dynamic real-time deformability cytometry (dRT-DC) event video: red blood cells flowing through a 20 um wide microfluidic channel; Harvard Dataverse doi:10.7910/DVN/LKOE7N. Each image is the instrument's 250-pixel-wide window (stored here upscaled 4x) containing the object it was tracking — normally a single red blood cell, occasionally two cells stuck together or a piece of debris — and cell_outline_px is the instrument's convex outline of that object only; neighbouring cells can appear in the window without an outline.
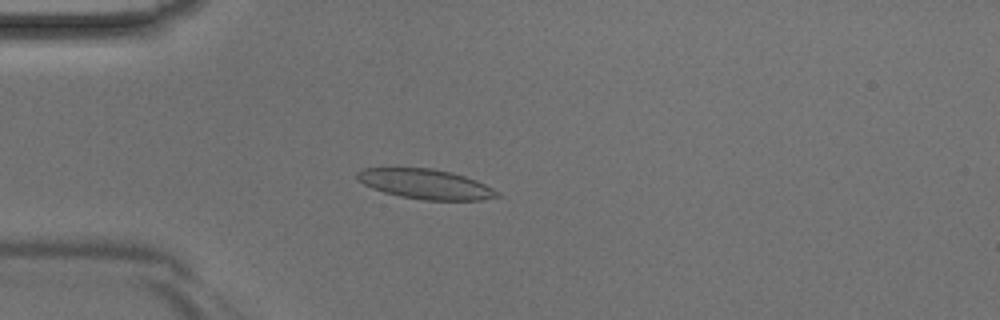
{"species": "Egyptian fruit bat (a non-hibernating species)", "species_latin": "Rousettus aegyptiacus", "temperature_condition": "room temperature", "stored_images_in_passage": 44, "camera_frame_rate_fps": 3000, "um_per_image_px": 0.085, "animal": {"sex": "male"}, "frame": {"image": 1, "passage_image": 12, "time_ms": 3.667, "image_size_px": [1000, 320], "cell_outline_px": [[504, 196], [480, 200], [424, 200], [400, 196], [384, 192], [372, 188], [364, 184], [356, 176], [356, 172], [364, 168], [432, 168], [452, 172], [476, 180], [500, 192]], "centroid_in_image_um": [36.21, 15.65], "position_along_channel_um": 48.8, "area_um2": 24.33}}
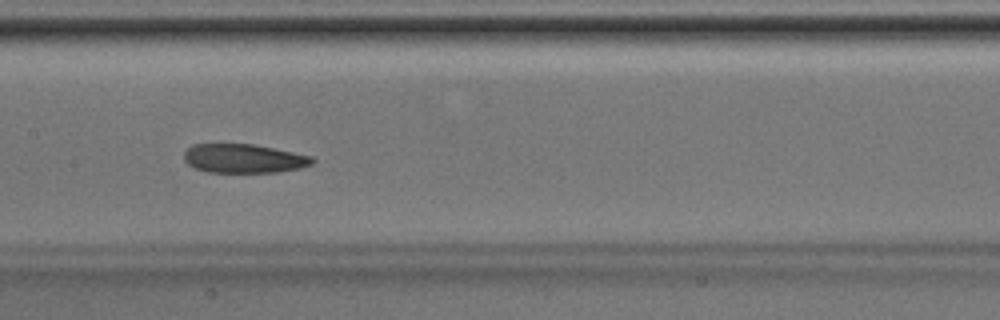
{"frame": {"image": 2, "passage_image": 22, "time_ms": 7.0, "image_size_px": [1000, 320], "cell_outline_px": [[316, 160], [312, 164], [300, 168], [280, 172], [208, 172], [196, 168], [188, 164], [184, 160], [184, 152], [192, 144], [252, 144], [312, 156]], "centroid_in_image_um": [20.72, 13.47], "position_along_channel_um": 186.7, "area_um2": 21.56}}
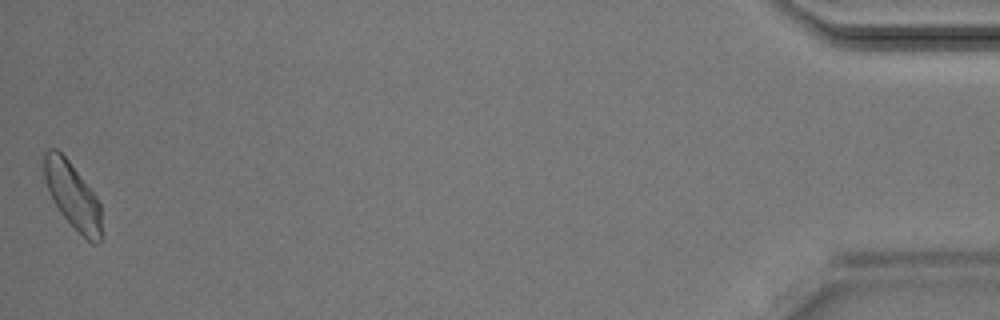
{"frame": {"image": 3, "passage_image": 44, "time_ms": 14.333, "image_size_px": [1000, 320], "cell_outline_px": [[100, 240], [96, 244], [92, 244], [60, 212], [52, 200], [44, 180], [44, 152], [48, 148], [56, 148], [68, 160], [96, 196], [100, 204]], "centroid_in_image_um": [6.13, 16.58], "position_along_channel_um": 429.1, "area_um2": 21.62}}